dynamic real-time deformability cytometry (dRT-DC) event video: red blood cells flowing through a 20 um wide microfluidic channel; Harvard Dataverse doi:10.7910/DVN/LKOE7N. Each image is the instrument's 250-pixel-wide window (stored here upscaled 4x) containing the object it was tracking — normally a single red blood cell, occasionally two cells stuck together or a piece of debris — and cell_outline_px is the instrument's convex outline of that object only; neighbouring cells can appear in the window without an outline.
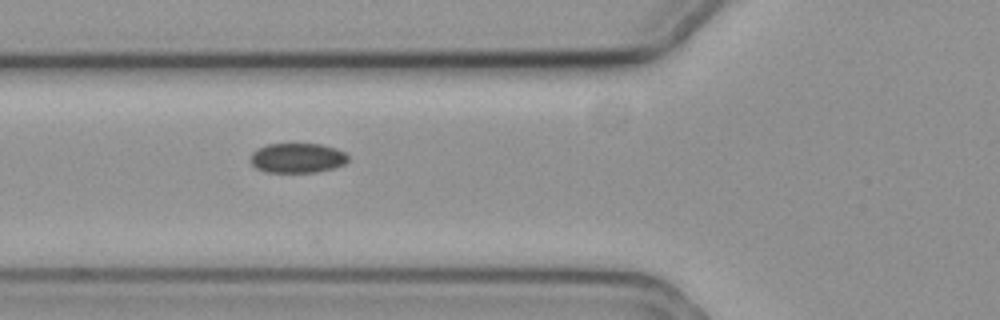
{"species": "common noctule bat (a hibernating species)", "species_latin": "Nyctalus noctula", "temperature_condition": "cold", "stored_images_in_passage": 25, "camera_frame_rate_fps": 3000, "um_per_image_px": 0.085, "animal": {"sex": "female", "body_mass_g": 19.3, "forearm_length_mm": 54.1}, "frame": {"image": 1, "passage_image": 5, "time_ms": 1.333, "image_size_px": [1000, 320], "cell_outline_px": [[348, 160], [344, 164], [332, 168], [316, 172], [264, 172], [256, 168], [252, 164], [252, 152], [256, 148], [268, 144], [320, 144], [336, 148], [344, 152], [348, 156]], "centroid_in_image_um": [25.27, 13.42], "position_along_channel_um": 100.5, "area_um2": 16.88}}